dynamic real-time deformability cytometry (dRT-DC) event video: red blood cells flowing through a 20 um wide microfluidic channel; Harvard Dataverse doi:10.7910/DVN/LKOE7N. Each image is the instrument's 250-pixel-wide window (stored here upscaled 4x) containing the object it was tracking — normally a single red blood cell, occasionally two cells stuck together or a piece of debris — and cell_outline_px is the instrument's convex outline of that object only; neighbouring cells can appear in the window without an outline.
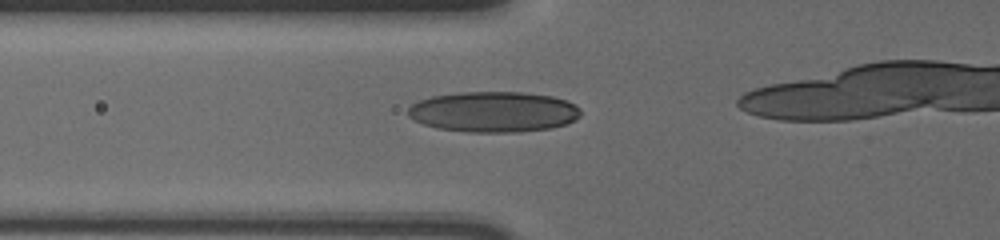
{"species": "human", "species_latin": "Homo sapiens", "temperature_condition": "cold", "stored_images_in_passage": 14, "camera_frame_rate_fps": 3000, "um_per_image_px": 0.085, "donor": {"sex": "male"}, "frame": {"image": 1, "passage_image": 2, "time_ms": 0.333, "image_size_px": [1000, 240], "cell_outline_px": [[580, 116], [576, 120], [552, 128], [516, 132], [468, 132], [436, 128], [424, 124], [408, 116], [408, 108], [412, 104], [420, 100], [432, 96], [460, 92], [524, 92], [552, 96], [576, 104], [580, 108]], "centroid_in_image_um": [41.97, 9.5], "position_along_channel_um": 83.8, "area_um2": 40.92}}
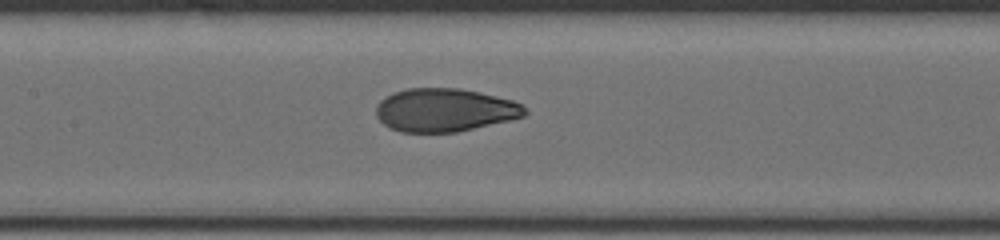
{"frame": {"image": 2, "passage_image": 9, "time_ms": 2.667, "image_size_px": [1000, 240], "cell_outline_px": [[528, 112], [524, 116], [508, 120], [456, 132], [400, 132], [384, 124], [376, 116], [376, 108], [380, 100], [392, 92], [408, 88], [460, 88], [480, 92], [512, 100], [520, 104]], "centroid_in_image_um": [37.77, 9.34], "position_along_channel_um": 169.6, "area_um2": 37.28}}
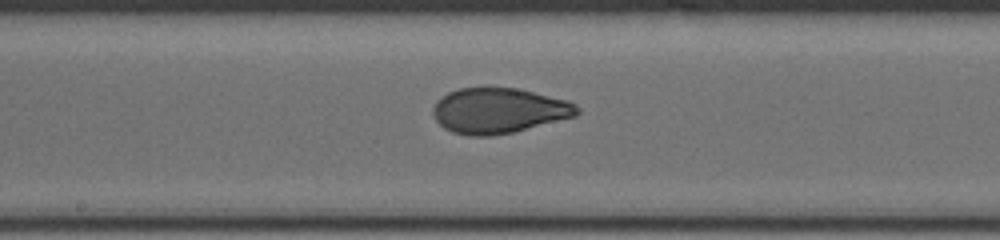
{"frame": {"image": 3, "passage_image": 12, "time_ms": 3.667, "image_size_px": [1000, 240], "cell_outline_px": [[580, 112], [576, 116], [512, 132], [492, 136], [472, 136], [452, 132], [444, 128], [436, 120], [432, 112], [432, 108], [436, 100], [440, 96], [448, 92], [460, 88], [516, 88], [568, 100], [576, 104], [580, 108]], "centroid_in_image_um": [42.38, 9.4], "position_along_channel_um": 205.8, "area_um2": 38.09}}